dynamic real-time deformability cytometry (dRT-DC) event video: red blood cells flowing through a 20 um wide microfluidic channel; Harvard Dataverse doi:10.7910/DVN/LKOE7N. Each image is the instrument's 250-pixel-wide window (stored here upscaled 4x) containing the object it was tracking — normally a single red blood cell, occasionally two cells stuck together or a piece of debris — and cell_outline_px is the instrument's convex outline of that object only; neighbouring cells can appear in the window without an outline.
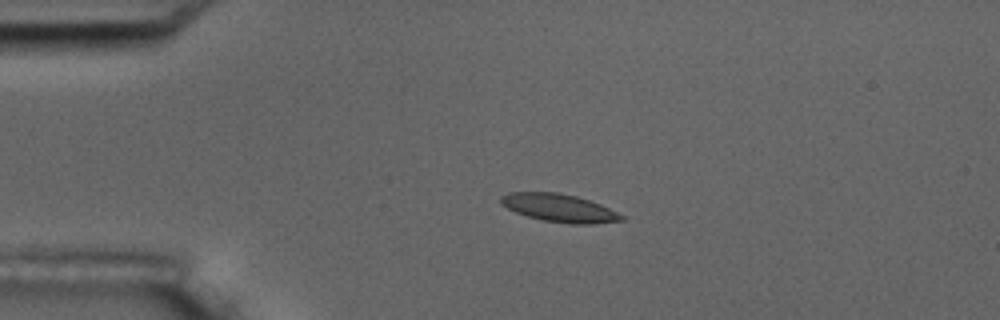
{"species": "common noctule bat (a hibernating species)", "species_latin": "Nyctalus noctula", "temperature_condition": "room temperature", "stored_images_in_passage": 14, "camera_frame_rate_fps": 3000, "um_per_image_px": 0.085, "animal": {"sex": "male", "body_mass_g": 17.5, "forearm_length_mm": 52.3}, "frame": {"image": 1, "passage_image": 3, "time_ms": 2.333, "image_size_px": [1000, 320], "cell_outline_px": [[624, 220], [596, 224], [572, 224], [540, 220], [516, 212], [500, 204], [500, 196], [508, 192], [556, 192], [576, 196], [600, 204], [624, 216]], "centroid_in_image_um": [47.51, 17.68], "position_along_channel_um": 37.5, "area_um2": 19.65}}
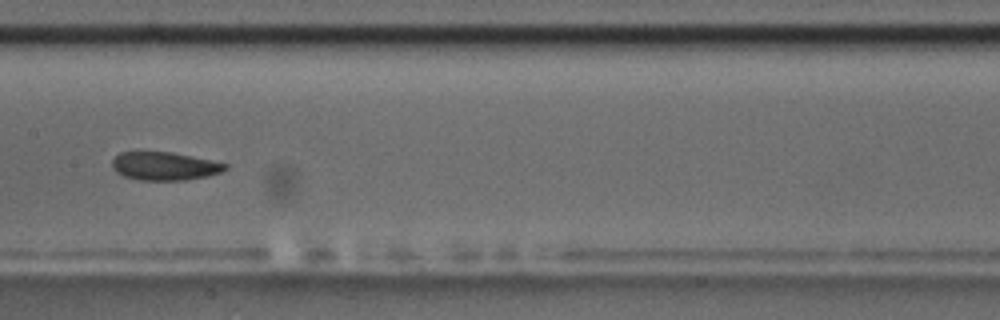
{"frame": {"image": 2, "passage_image": 7, "time_ms": 7.667, "image_size_px": [1000, 320], "cell_outline_px": [[228, 168], [220, 172], [208, 176], [184, 180], [140, 180], [124, 176], [116, 172], [112, 168], [112, 160], [120, 152], [172, 152], [228, 164]], "centroid_in_image_um": [13.97, 14.12], "position_along_channel_um": 193.4, "area_um2": 18.5}}
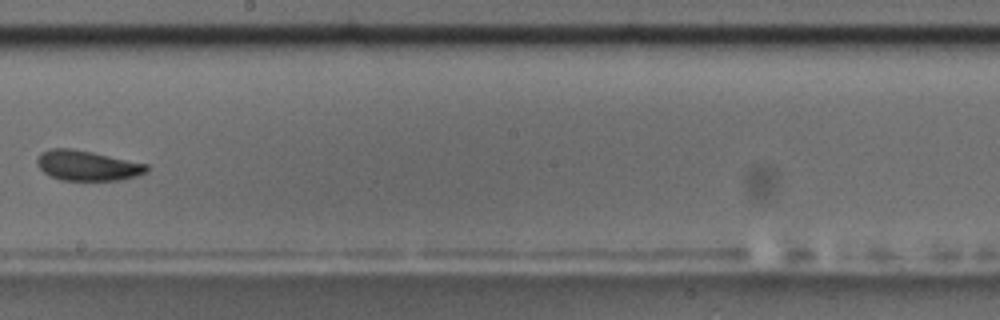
{"frame": {"image": 3, "passage_image": 8, "time_ms": 9.0, "image_size_px": [1000, 320], "cell_outline_px": [[148, 172], [140, 176], [120, 180], [60, 180], [44, 172], [36, 164], [36, 160], [40, 152], [52, 148], [72, 148], [92, 152], [148, 164]], "centroid_in_image_um": [7.44, 14.07], "position_along_channel_um": 240.8, "area_um2": 19.36}, "authors_computed_cell_mechanics": {"area_um2": 19.4786, "velocity_mm_per_s": 3.5689, "shape_relaxation_time_tau1_ms": null, "shape_relaxation_time_tau2_ms": 3.6759, "deformation_change_tau1": null, "deformation_change_tau2": 0.0968}}